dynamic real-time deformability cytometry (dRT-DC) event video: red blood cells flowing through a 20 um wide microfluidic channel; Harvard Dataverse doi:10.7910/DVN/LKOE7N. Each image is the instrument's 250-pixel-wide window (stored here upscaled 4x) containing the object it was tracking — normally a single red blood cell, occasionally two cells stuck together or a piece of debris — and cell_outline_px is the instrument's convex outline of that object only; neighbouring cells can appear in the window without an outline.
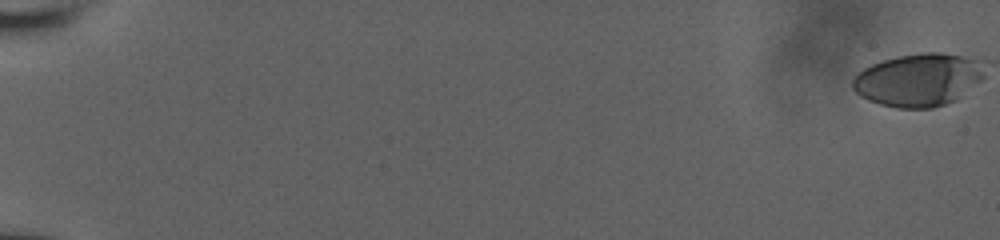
{"species": "human", "species_latin": "Homo sapiens", "temperature_condition": "room temperature", "stored_images_in_passage": 14, "camera_frame_rate_fps": 3000, "um_per_image_px": 0.085, "donor": {"sex": "male"}, "frame": {"image": 1, "passage_image": 1, "time_ms": 0.0, "image_size_px": [1000, 240], "cell_outline_px": [[984, 76], [980, 80], [956, 100], [932, 108], [896, 108], [880, 104], [868, 100], [860, 96], [852, 88], [852, 80], [864, 68], [872, 64], [884, 60], [900, 56], [924, 52], [940, 52], [960, 56], [972, 60], [980, 64]], "centroid_in_image_um": [78.01, 6.81], "position_along_channel_um": 7.0, "area_um2": 39.94}}